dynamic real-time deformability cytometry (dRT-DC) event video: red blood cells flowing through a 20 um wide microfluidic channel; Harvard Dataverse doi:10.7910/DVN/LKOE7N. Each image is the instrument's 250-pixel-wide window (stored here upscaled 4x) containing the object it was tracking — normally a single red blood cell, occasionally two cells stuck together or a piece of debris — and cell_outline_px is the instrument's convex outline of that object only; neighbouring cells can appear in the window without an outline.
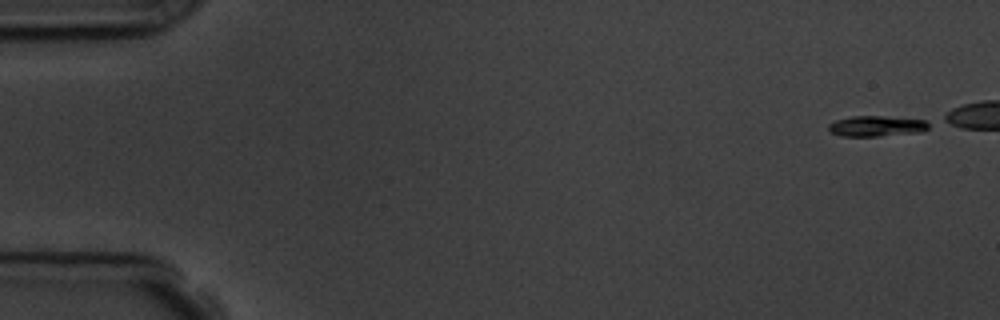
{"species": "common noctule bat (a hibernating species)", "species_latin": "Nyctalus noctula", "temperature_condition": "room temperature", "stored_images_in_passage": 6, "camera_frame_rate_fps": 3000, "um_per_image_px": 0.085, "animal": {"sex": "male", "body_mass_g": 19.5, "forearm_length_mm": 54.6}, "frame": {"image": 1, "passage_image": 1, "time_ms": 0.0, "image_size_px": [1000, 320], "cell_outline_px": [[928, 128], [920, 132], [880, 136], [840, 136], [832, 132], [828, 128], [828, 124], [836, 120], [852, 116], [884, 116], [924, 120], [928, 124]], "centroid_in_image_um": [74.47, 10.72], "position_along_channel_um": 10.5, "area_um2": 11.91}}